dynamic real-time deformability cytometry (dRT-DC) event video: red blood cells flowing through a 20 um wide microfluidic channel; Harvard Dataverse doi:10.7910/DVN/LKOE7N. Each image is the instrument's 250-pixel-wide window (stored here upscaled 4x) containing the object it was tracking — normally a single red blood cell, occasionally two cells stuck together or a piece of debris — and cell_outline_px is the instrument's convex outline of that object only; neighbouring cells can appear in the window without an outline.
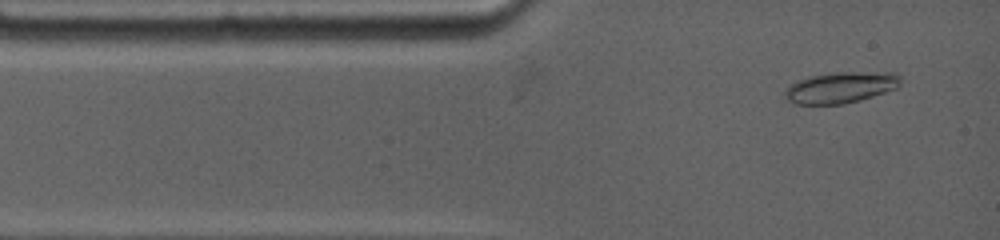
{"species": "common noctule bat (a hibernating species)", "species_latin": "Nyctalus noctula", "temperature_condition": "warm", "stored_images_in_passage": 66, "camera_frame_rate_fps": 4500, "um_per_image_px": 0.085, "animal": {"sex": "female", "body_mass_g": 19.0, "forearm_length_mm": 53.3}, "frame": {"image": 1, "passage_image": 3, "time_ms": 0.667, "image_size_px": [1000, 240], "cell_outline_px": [[900, 84], [896, 88], [860, 100], [844, 104], [796, 104], [788, 100], [784, 96], [784, 92], [792, 84], [800, 80], [812, 76], [840, 72], [896, 72], [900, 76]], "centroid_in_image_um": [71.49, 7.44], "position_along_channel_um": 13.5, "area_um2": 20.69}}
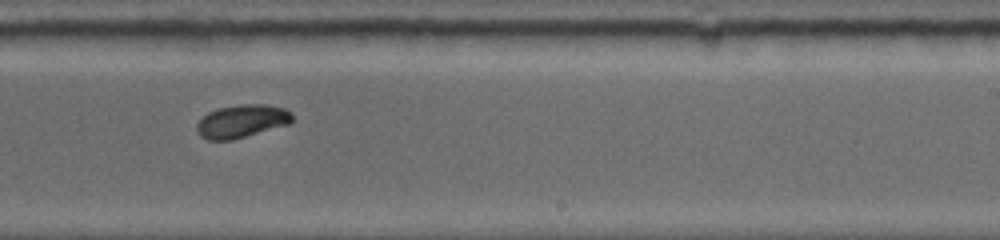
{"frame": {"image": 2, "passage_image": 41, "time_ms": 8.222, "image_size_px": [1000, 240], "cell_outline_px": [[292, 120], [288, 124], [232, 140], [208, 140], [200, 136], [196, 132], [196, 124], [208, 112], [216, 108], [240, 104], [264, 104], [284, 108], [292, 112]], "centroid_in_image_um": [20.52, 10.29], "position_along_channel_um": 268.5, "area_um2": 18.38}}
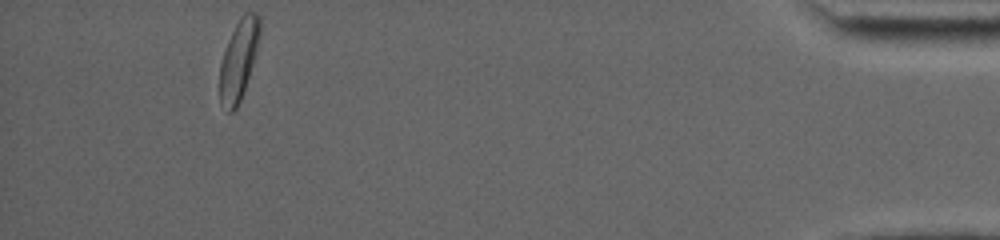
{"frame": {"image": 3, "passage_image": 66, "time_ms": 14.667, "image_size_px": [1000, 240], "cell_outline_px": [[260, 32], [252, 64], [244, 92], [236, 108], [232, 112], [228, 112], [220, 104], [220, 64], [228, 40], [240, 16], [244, 12], [256, 12], [260, 16]], "centroid_in_image_um": [20.28, 5.08], "position_along_channel_um": 414.9, "area_um2": 18.44}, "authors_computed_cell_mechanics": {"area_um2": 18.4382, "velocity_mm_per_s": 3.7393, "shape_relaxation_time_tau1_ms": 4.2802, "shape_relaxation_time_tau2_ms": null, "deformation_change_tau1": 0.1281, "deformation_change_tau2": null}}